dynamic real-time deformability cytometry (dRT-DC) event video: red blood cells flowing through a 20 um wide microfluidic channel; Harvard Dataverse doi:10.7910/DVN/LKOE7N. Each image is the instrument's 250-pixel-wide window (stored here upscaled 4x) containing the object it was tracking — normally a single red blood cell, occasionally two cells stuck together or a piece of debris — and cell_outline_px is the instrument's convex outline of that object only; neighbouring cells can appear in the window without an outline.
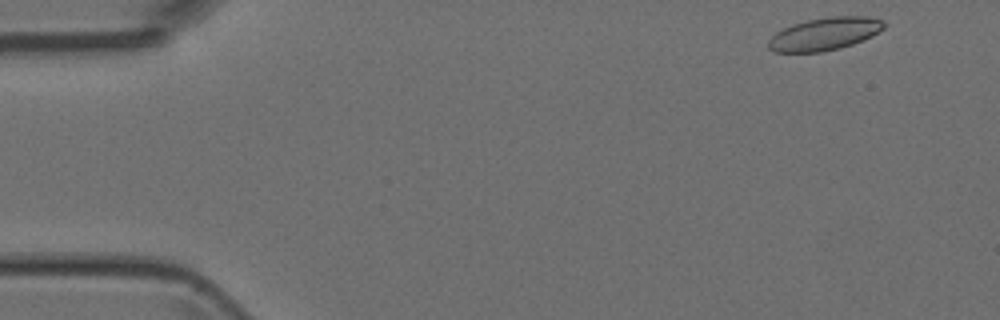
{"species": "Egyptian fruit bat (a non-hibernating species)", "species_latin": "Rousettus aegyptiacus", "temperature_condition": "room temperature", "stored_images_in_passage": 4, "camera_frame_rate_fps": 3000, "um_per_image_px": 0.085, "animal": {"sex": "female"}, "frame": {"image": 1, "passage_image": 1, "time_ms": 0.0, "image_size_px": [1000, 320], "cell_outline_px": [[884, 28], [872, 36], [864, 40], [840, 48], [820, 52], [772, 52], [768, 48], [768, 40], [776, 32], [792, 24], [808, 20], [828, 16], [868, 16], [884, 20]], "centroid_in_image_um": [70.09, 2.88], "position_along_channel_um": 14.9, "area_um2": 22.14}}